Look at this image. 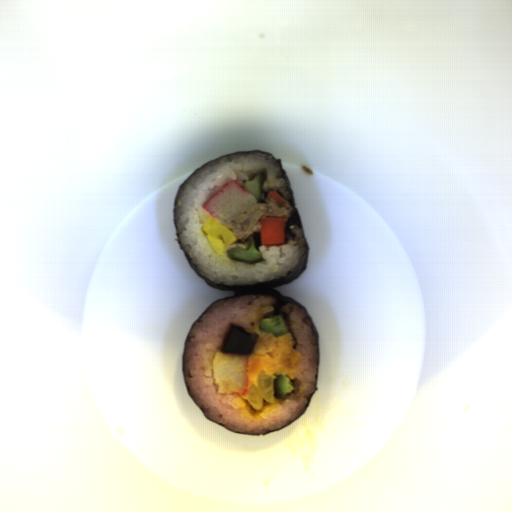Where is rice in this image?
<instances>
[{"mask_svg":"<svg viewBox=\"0 0 512 512\" xmlns=\"http://www.w3.org/2000/svg\"><path fill=\"white\" fill-rule=\"evenodd\" d=\"M272 297L241 296L221 300L212 305L194 324L187 340L184 357L187 386L206 418L235 432L263 434L278 430L301 416L315 390V333L303 308L284 305L288 324L297 340L293 349L301 362L291 379L293 391L284 399L274 396L273 404L264 399L259 410L252 408L240 394H217L212 361L223 351L222 345L230 325L244 326L247 332L259 334V322L275 311Z\"/></svg>","mask_w":512,"mask_h":512,"instance_id":"1","label":"rice"},{"mask_svg":"<svg viewBox=\"0 0 512 512\" xmlns=\"http://www.w3.org/2000/svg\"><path fill=\"white\" fill-rule=\"evenodd\" d=\"M262 174L260 200L263 204L271 191L290 203L289 190L277 161L263 153L232 154L213 160L199 168L181 188L176 200L175 224L179 241L198 271L217 285H244L276 280L293 272L305 252L306 240L301 226L292 225L294 237L282 245L262 246L261 261L244 264L231 259V248H247L249 239H235L221 254L201 235L211 217L204 205L226 184L235 181L244 188L252 178Z\"/></svg>","mask_w":512,"mask_h":512,"instance_id":"2","label":"rice"},{"mask_svg":"<svg viewBox=\"0 0 512 512\" xmlns=\"http://www.w3.org/2000/svg\"><path fill=\"white\" fill-rule=\"evenodd\" d=\"M292 209H293V208L289 205V207L287 208L288 214H287L286 216H284V217H286V218H287V220H288V219L290 218V216H291V211H292Z\"/></svg>","mask_w":512,"mask_h":512,"instance_id":"3","label":"rice"}]
</instances>
